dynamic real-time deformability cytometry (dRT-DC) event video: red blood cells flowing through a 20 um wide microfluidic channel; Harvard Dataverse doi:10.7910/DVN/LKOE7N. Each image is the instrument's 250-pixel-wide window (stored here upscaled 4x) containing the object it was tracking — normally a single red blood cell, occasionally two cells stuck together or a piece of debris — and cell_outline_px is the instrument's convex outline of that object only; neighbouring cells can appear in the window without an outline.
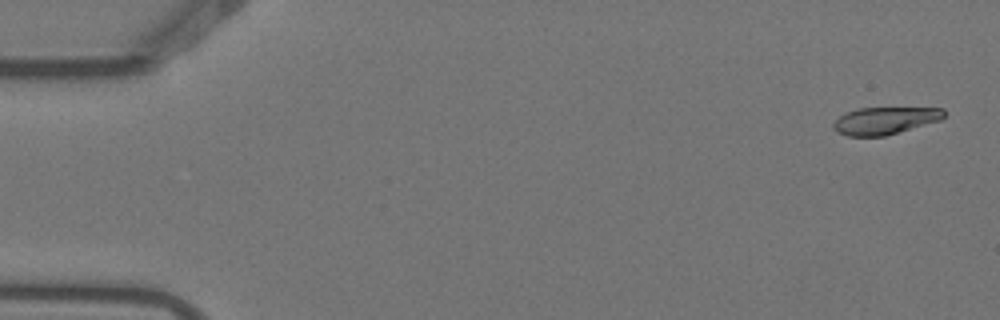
{"species": "Egyptian fruit bat (a non-hibernating species)", "species_latin": "Rousettus aegyptiacus", "temperature_condition": "warm", "stored_images_in_passage": 5, "camera_frame_rate_fps": 3000, "um_per_image_px": 0.085, "animal": {"sex": "female"}, "frame": {"image": 1, "passage_image": 1, "time_ms": 0.0, "image_size_px": [1000, 320], "cell_outline_px": [[944, 116], [940, 120], [884, 136], [848, 136], [836, 132], [832, 128], [832, 124], [840, 116], [856, 108], [944, 108]], "centroid_in_image_um": [75.18, 10.25], "position_along_channel_um": 9.8, "area_um2": 17.4}}
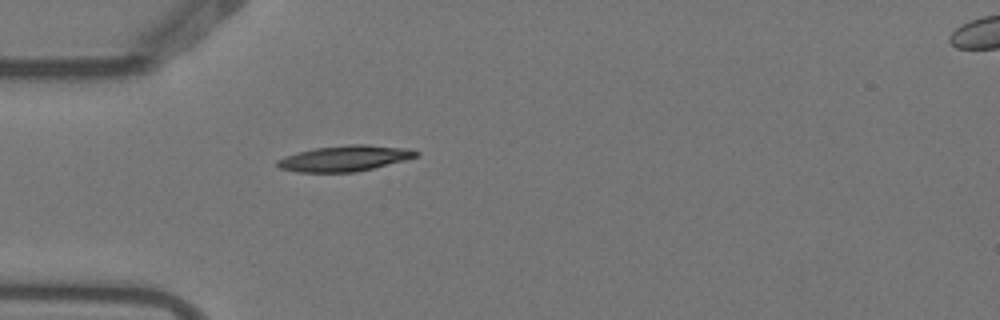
{"frame": {"image": 2, "passage_image": 5, "time_ms": 1.333, "image_size_px": [1000, 320], "cell_outline_px": [[420, 152], [416, 156], [404, 160], [372, 168], [352, 172], [296, 172], [280, 168], [276, 164], [276, 160], [284, 156], [316, 148], [348, 144], [368, 144], [408, 148]], "centroid_in_image_um": [29.28, 13.45], "position_along_channel_um": 55.7, "area_um2": 20.63}}